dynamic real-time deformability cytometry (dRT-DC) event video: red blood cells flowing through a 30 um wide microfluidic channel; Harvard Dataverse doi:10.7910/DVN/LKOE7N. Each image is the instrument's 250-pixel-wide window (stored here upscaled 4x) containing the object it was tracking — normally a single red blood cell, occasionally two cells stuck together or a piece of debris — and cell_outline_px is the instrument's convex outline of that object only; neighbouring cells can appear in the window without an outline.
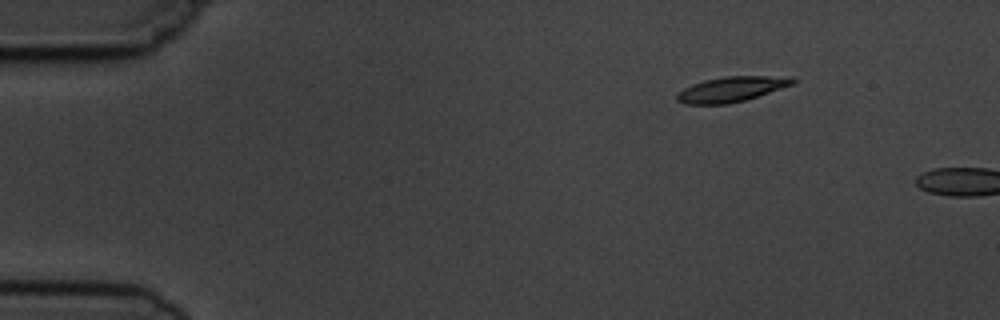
{"species": "common noctule bat (a hibernating species)", "species_latin": "Nyctalus noctula", "temperature_condition": "cold", "stored_images_in_passage": 2, "camera_frame_rate_fps": 3000, "um_per_image_px": 0.085, "animal": {"sex": "male", "body_mass_g": 19.5, "forearm_length_mm": 54.6}, "frame": {"image": 1, "passage_image": 1, "time_ms": 0.0, "image_size_px": [1000, 320], "cell_outline_px": [[796, 80], [792, 84], [744, 100], [728, 104], [684, 104], [676, 100], [676, 92], [692, 84], [704, 80], [724, 76], [792, 76]], "centroid_in_image_um": [62.11, 7.57], "position_along_channel_um": 22.9, "area_um2": 16.88}}